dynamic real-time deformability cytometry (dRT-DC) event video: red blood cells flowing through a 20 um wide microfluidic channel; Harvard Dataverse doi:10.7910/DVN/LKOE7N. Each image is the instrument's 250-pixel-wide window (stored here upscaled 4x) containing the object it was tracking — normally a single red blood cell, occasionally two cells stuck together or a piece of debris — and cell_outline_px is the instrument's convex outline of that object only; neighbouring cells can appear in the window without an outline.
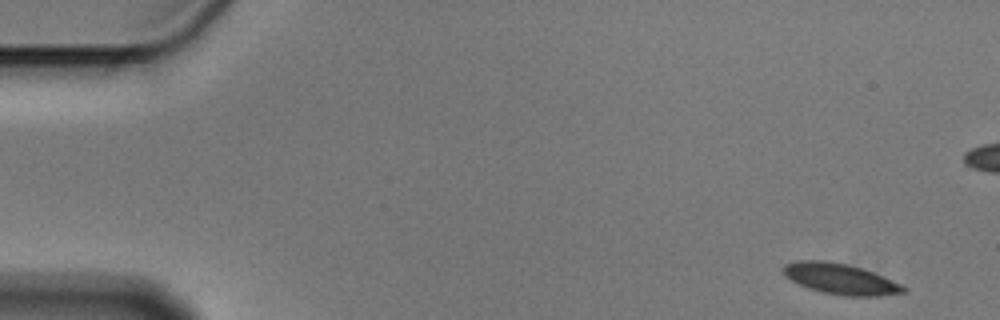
{"species": "Egyptian fruit bat (a non-hibernating species)", "species_latin": "Rousettus aegyptiacus", "temperature_condition": "cold", "stored_images_in_passage": 6, "camera_frame_rate_fps": 3000, "um_per_image_px": 0.085, "animal": {"sex": "male"}, "frame": {"image": 1, "passage_image": 1, "time_ms": 0.0, "image_size_px": [1000, 320], "cell_outline_px": [[908, 292], [880, 296], [844, 296], [820, 292], [808, 288], [784, 276], [780, 272], [784, 264], [800, 260], [828, 260], [864, 268], [900, 284], [908, 288]], "centroid_in_image_um": [71.42, 23.7], "position_along_channel_um": 13.6, "area_um2": 21.79}}
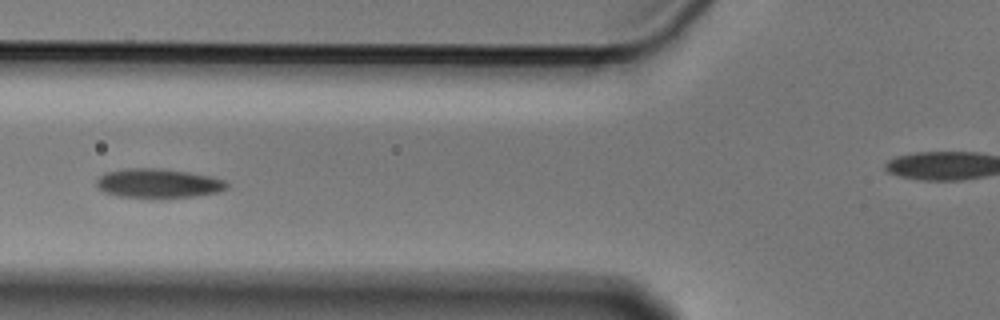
{"frame": {"image": 2, "passage_image": 6, "time_ms": 1.667, "image_size_px": [1000, 320], "cell_outline_px": [[228, 188], [220, 192], [196, 196], [120, 196], [104, 192], [96, 184], [96, 180], [104, 172], [124, 168], [164, 168], [212, 176], [224, 180], [228, 184]], "centroid_in_image_um": [13.48, 15.54], "position_along_channel_um": 112.3, "area_um2": 21.91}}